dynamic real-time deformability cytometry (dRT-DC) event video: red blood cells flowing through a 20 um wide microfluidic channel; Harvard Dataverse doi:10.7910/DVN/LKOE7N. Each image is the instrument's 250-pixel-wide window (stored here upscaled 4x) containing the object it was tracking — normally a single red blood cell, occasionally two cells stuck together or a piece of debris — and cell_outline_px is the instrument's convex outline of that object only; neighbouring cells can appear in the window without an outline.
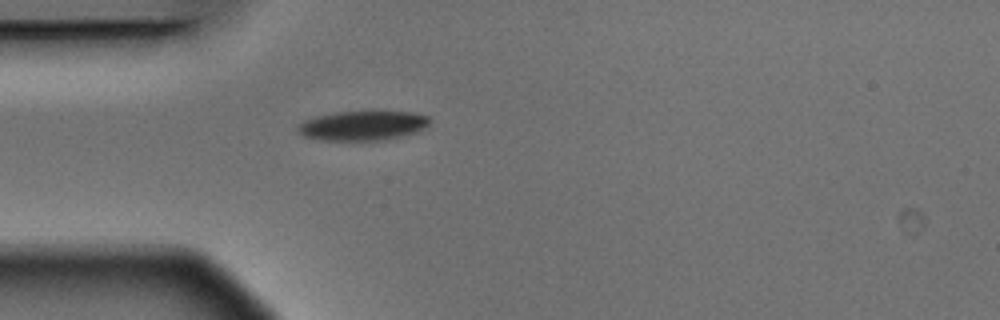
{"species": "Egyptian fruit bat (a non-hibernating species)", "species_latin": "Rousettus aegyptiacus", "temperature_condition": "warm", "stored_images_in_passage": 1, "camera_frame_rate_fps": 3000, "um_per_image_px": 0.085, "animal": {"sex": "male"}, "frame": {"image": 1, "passage_image": 1, "time_ms": 0.0, "image_size_px": [1000, 320], "cell_outline_px": [[432, 120], [424, 128], [416, 132], [388, 140], [324, 140], [304, 136], [296, 132], [296, 128], [304, 120], [316, 116], [336, 112], [408, 112], [428, 116]], "centroid_in_image_um": [30.82, 10.68], "position_along_channel_um": 54.2, "area_um2": 22.6}}